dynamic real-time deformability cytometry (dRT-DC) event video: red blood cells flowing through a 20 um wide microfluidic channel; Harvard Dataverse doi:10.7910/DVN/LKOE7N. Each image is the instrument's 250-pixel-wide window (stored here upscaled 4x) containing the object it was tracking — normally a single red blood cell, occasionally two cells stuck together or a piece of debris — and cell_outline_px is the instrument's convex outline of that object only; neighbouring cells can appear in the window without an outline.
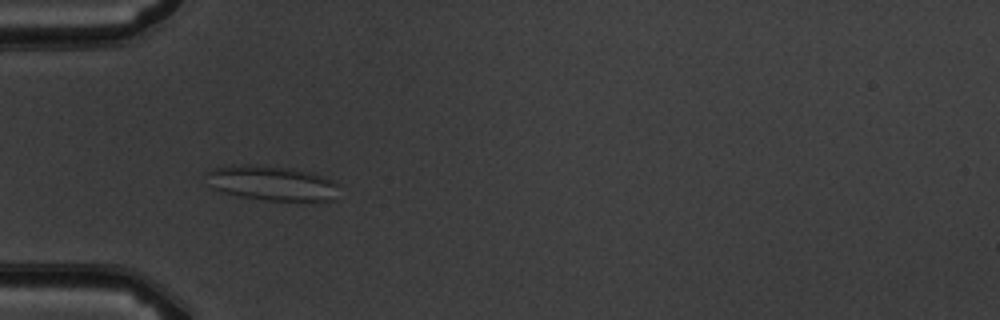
{"species": "common noctule bat (a hibernating species)", "species_latin": "Nyctalus noctula", "temperature_condition": "warm", "stored_images_in_passage": 9, "camera_frame_rate_fps": 3000, "um_per_image_px": 0.085, "animal": {"sex": "male", "body_mass_g": 19.5, "forearm_length_mm": 54.6}, "frame": {"image": 1, "passage_image": 4, "time_ms": 3.333, "image_size_px": [1000, 320], "cell_outline_px": [[340, 184], [336, 200], [268, 200], [240, 196], [220, 192], [212, 188], [204, 172], [212, 168], [232, 164], [252, 164], [292, 168], [312, 172], [324, 176]], "centroid_in_image_um": [23.1, 15.54], "position_along_channel_um": 61.9, "area_um2": 27.34}}
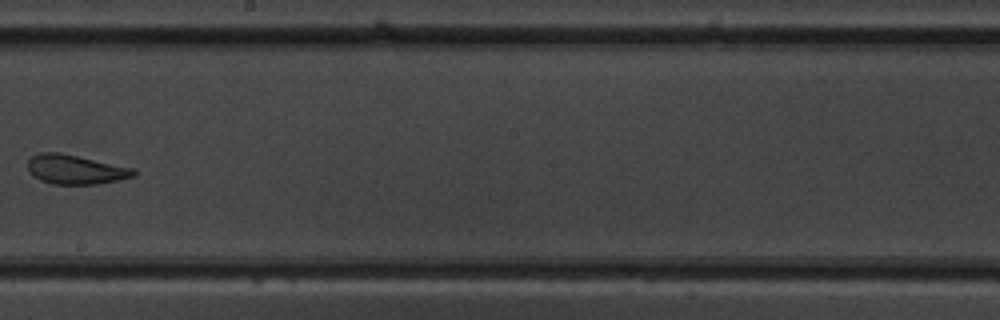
{"frame": {"image": 2, "passage_image": 8, "time_ms": 8.0, "image_size_px": [1000, 320], "cell_outline_px": [[136, 176], [120, 180], [96, 184], [52, 184], [40, 180], [32, 176], [28, 172], [28, 160], [32, 156], [40, 152], [56, 152], [76, 156], [132, 168], [136, 172]], "centroid_in_image_um": [6.38, 14.42], "position_along_channel_um": 241.8, "area_um2": 17.98}}
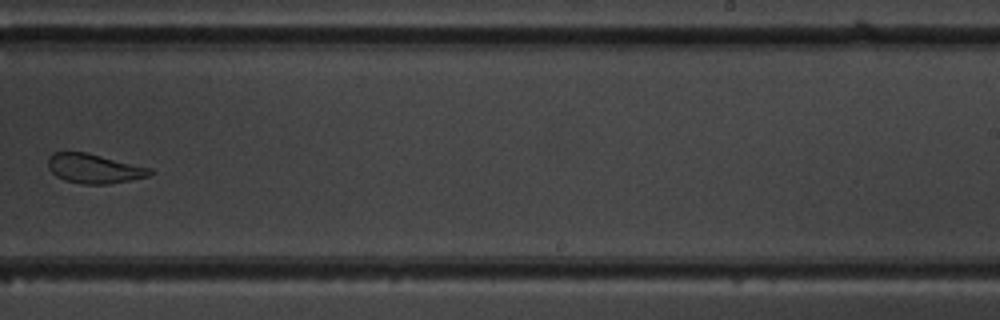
{"frame": {"image": 3, "passage_image": 9, "time_ms": 9.0, "image_size_px": [1000, 320], "cell_outline_px": [[156, 172], [148, 176], [108, 184], [80, 184], [64, 180], [56, 176], [48, 168], [48, 156], [52, 152], [88, 152], [152, 168]], "centroid_in_image_um": [8.0, 14.32], "position_along_channel_um": 281.0, "area_um2": 17.69}}